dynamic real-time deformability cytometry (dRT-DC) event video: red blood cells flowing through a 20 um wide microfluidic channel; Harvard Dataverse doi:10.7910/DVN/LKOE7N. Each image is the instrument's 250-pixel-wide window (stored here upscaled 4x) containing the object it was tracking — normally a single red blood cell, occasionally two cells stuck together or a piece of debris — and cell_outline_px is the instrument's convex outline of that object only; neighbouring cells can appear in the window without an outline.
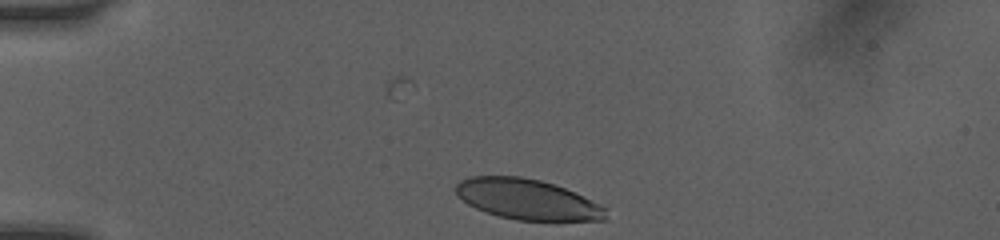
{"species": "human", "species_latin": "Homo sapiens", "temperature_condition": "room temperature", "stored_images_in_passage": 2, "camera_frame_rate_fps": 3000, "um_per_image_px": 0.085, "donor": {"sex": "female"}, "frame": {"image": 1, "passage_image": 2, "time_ms": 0.667, "image_size_px": [1000, 240], "cell_outline_px": [[608, 220], [516, 220], [484, 212], [468, 204], [456, 196], [456, 184], [460, 180], [472, 176], [520, 176], [540, 180], [576, 192], [608, 208]], "centroid_in_image_um": [44.84, 16.95], "position_along_channel_um": 40.2, "area_um2": 35.49}}